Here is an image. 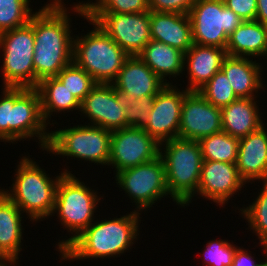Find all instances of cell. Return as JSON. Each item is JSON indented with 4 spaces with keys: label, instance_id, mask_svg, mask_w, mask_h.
<instances>
[{
    "label": "cell",
    "instance_id": "1",
    "mask_svg": "<svg viewBox=\"0 0 267 266\" xmlns=\"http://www.w3.org/2000/svg\"><path fill=\"white\" fill-rule=\"evenodd\" d=\"M50 1L33 14L35 88L40 81L56 77L65 66L73 62L74 36L70 30V11L73 10L71 12L78 13L82 18L86 17L83 2L79 1L69 9L62 0Z\"/></svg>",
    "mask_w": 267,
    "mask_h": 266
},
{
    "label": "cell",
    "instance_id": "2",
    "mask_svg": "<svg viewBox=\"0 0 267 266\" xmlns=\"http://www.w3.org/2000/svg\"><path fill=\"white\" fill-rule=\"evenodd\" d=\"M140 215L133 210L120 218L97 219L59 253L61 261L120 257L137 240Z\"/></svg>",
    "mask_w": 267,
    "mask_h": 266
},
{
    "label": "cell",
    "instance_id": "3",
    "mask_svg": "<svg viewBox=\"0 0 267 266\" xmlns=\"http://www.w3.org/2000/svg\"><path fill=\"white\" fill-rule=\"evenodd\" d=\"M3 87L0 98V141L15 143L34 137L42 151L50 139L36 88ZM48 131V132H47Z\"/></svg>",
    "mask_w": 267,
    "mask_h": 266
},
{
    "label": "cell",
    "instance_id": "4",
    "mask_svg": "<svg viewBox=\"0 0 267 266\" xmlns=\"http://www.w3.org/2000/svg\"><path fill=\"white\" fill-rule=\"evenodd\" d=\"M12 187L0 189L18 208L28 215L32 222L52 217L54 210L57 185L63 174H72L67 169H62L54 179L42 169L34 159L24 156L18 161Z\"/></svg>",
    "mask_w": 267,
    "mask_h": 266
},
{
    "label": "cell",
    "instance_id": "5",
    "mask_svg": "<svg viewBox=\"0 0 267 266\" xmlns=\"http://www.w3.org/2000/svg\"><path fill=\"white\" fill-rule=\"evenodd\" d=\"M159 156L165 165L171 199L180 207L189 206L193 197L197 196L203 163L199 142L182 138L167 140L160 144Z\"/></svg>",
    "mask_w": 267,
    "mask_h": 266
},
{
    "label": "cell",
    "instance_id": "6",
    "mask_svg": "<svg viewBox=\"0 0 267 266\" xmlns=\"http://www.w3.org/2000/svg\"><path fill=\"white\" fill-rule=\"evenodd\" d=\"M85 20L94 28L84 36L74 35L73 62L96 83L111 84L129 55L95 21Z\"/></svg>",
    "mask_w": 267,
    "mask_h": 266
},
{
    "label": "cell",
    "instance_id": "7",
    "mask_svg": "<svg viewBox=\"0 0 267 266\" xmlns=\"http://www.w3.org/2000/svg\"><path fill=\"white\" fill-rule=\"evenodd\" d=\"M87 185L74 173L63 174L59 179L52 215L57 213L61 226L71 234L75 233L70 238L59 240L56 244L59 253L94 222V213L103 196L99 197L97 191Z\"/></svg>",
    "mask_w": 267,
    "mask_h": 266
},
{
    "label": "cell",
    "instance_id": "8",
    "mask_svg": "<svg viewBox=\"0 0 267 266\" xmlns=\"http://www.w3.org/2000/svg\"><path fill=\"white\" fill-rule=\"evenodd\" d=\"M112 131L93 125H77L50 131L46 151L52 155L70 157L84 162L107 165L110 157Z\"/></svg>",
    "mask_w": 267,
    "mask_h": 266
},
{
    "label": "cell",
    "instance_id": "9",
    "mask_svg": "<svg viewBox=\"0 0 267 266\" xmlns=\"http://www.w3.org/2000/svg\"><path fill=\"white\" fill-rule=\"evenodd\" d=\"M33 15L25 26L0 33L4 87L35 88Z\"/></svg>",
    "mask_w": 267,
    "mask_h": 266
},
{
    "label": "cell",
    "instance_id": "10",
    "mask_svg": "<svg viewBox=\"0 0 267 266\" xmlns=\"http://www.w3.org/2000/svg\"><path fill=\"white\" fill-rule=\"evenodd\" d=\"M194 44L226 49L229 35L242 20L223 0H197L189 12Z\"/></svg>",
    "mask_w": 267,
    "mask_h": 266
},
{
    "label": "cell",
    "instance_id": "11",
    "mask_svg": "<svg viewBox=\"0 0 267 266\" xmlns=\"http://www.w3.org/2000/svg\"><path fill=\"white\" fill-rule=\"evenodd\" d=\"M115 180L120 189L135 203L136 212L149 210L154 203L169 196L165 165L159 156L155 160L118 172Z\"/></svg>",
    "mask_w": 267,
    "mask_h": 266
},
{
    "label": "cell",
    "instance_id": "12",
    "mask_svg": "<svg viewBox=\"0 0 267 266\" xmlns=\"http://www.w3.org/2000/svg\"><path fill=\"white\" fill-rule=\"evenodd\" d=\"M129 56L138 55L151 40L150 11L143 13H85Z\"/></svg>",
    "mask_w": 267,
    "mask_h": 266
},
{
    "label": "cell",
    "instance_id": "13",
    "mask_svg": "<svg viewBox=\"0 0 267 266\" xmlns=\"http://www.w3.org/2000/svg\"><path fill=\"white\" fill-rule=\"evenodd\" d=\"M160 144L143 128L126 127L114 130L110 139L108 166L118 172L155 160Z\"/></svg>",
    "mask_w": 267,
    "mask_h": 266
},
{
    "label": "cell",
    "instance_id": "14",
    "mask_svg": "<svg viewBox=\"0 0 267 266\" xmlns=\"http://www.w3.org/2000/svg\"><path fill=\"white\" fill-rule=\"evenodd\" d=\"M80 112L89 118L88 125L109 131L126 128L124 98L112 84L96 83L80 103Z\"/></svg>",
    "mask_w": 267,
    "mask_h": 266
},
{
    "label": "cell",
    "instance_id": "15",
    "mask_svg": "<svg viewBox=\"0 0 267 266\" xmlns=\"http://www.w3.org/2000/svg\"><path fill=\"white\" fill-rule=\"evenodd\" d=\"M222 132L221 108L198 91H188L181 107L178 138L197 140Z\"/></svg>",
    "mask_w": 267,
    "mask_h": 266
},
{
    "label": "cell",
    "instance_id": "16",
    "mask_svg": "<svg viewBox=\"0 0 267 266\" xmlns=\"http://www.w3.org/2000/svg\"><path fill=\"white\" fill-rule=\"evenodd\" d=\"M166 84L155 96L154 105L143 129L159 144L178 138L181 107L188 90Z\"/></svg>",
    "mask_w": 267,
    "mask_h": 266
},
{
    "label": "cell",
    "instance_id": "17",
    "mask_svg": "<svg viewBox=\"0 0 267 266\" xmlns=\"http://www.w3.org/2000/svg\"><path fill=\"white\" fill-rule=\"evenodd\" d=\"M245 184L236 163L203 160L197 195L222 207Z\"/></svg>",
    "mask_w": 267,
    "mask_h": 266
},
{
    "label": "cell",
    "instance_id": "18",
    "mask_svg": "<svg viewBox=\"0 0 267 266\" xmlns=\"http://www.w3.org/2000/svg\"><path fill=\"white\" fill-rule=\"evenodd\" d=\"M111 84L123 98L127 99L157 95L166 85L138 55L126 59Z\"/></svg>",
    "mask_w": 267,
    "mask_h": 266
},
{
    "label": "cell",
    "instance_id": "19",
    "mask_svg": "<svg viewBox=\"0 0 267 266\" xmlns=\"http://www.w3.org/2000/svg\"><path fill=\"white\" fill-rule=\"evenodd\" d=\"M263 125L239 139L236 167L241 178L253 184L267 181V128ZM252 181V182H251Z\"/></svg>",
    "mask_w": 267,
    "mask_h": 266
},
{
    "label": "cell",
    "instance_id": "20",
    "mask_svg": "<svg viewBox=\"0 0 267 266\" xmlns=\"http://www.w3.org/2000/svg\"><path fill=\"white\" fill-rule=\"evenodd\" d=\"M226 56V49L218 46L193 44L184 55V71L187 69L186 72L189 76V84L185 89L199 91L221 70Z\"/></svg>",
    "mask_w": 267,
    "mask_h": 266
},
{
    "label": "cell",
    "instance_id": "21",
    "mask_svg": "<svg viewBox=\"0 0 267 266\" xmlns=\"http://www.w3.org/2000/svg\"><path fill=\"white\" fill-rule=\"evenodd\" d=\"M150 32L152 40L184 53L194 44L188 14L150 11Z\"/></svg>",
    "mask_w": 267,
    "mask_h": 266
},
{
    "label": "cell",
    "instance_id": "22",
    "mask_svg": "<svg viewBox=\"0 0 267 266\" xmlns=\"http://www.w3.org/2000/svg\"><path fill=\"white\" fill-rule=\"evenodd\" d=\"M263 68L262 63L253 61V58L227 55L221 70L226 74L238 98H256L258 91L262 89L264 91L266 87L262 80Z\"/></svg>",
    "mask_w": 267,
    "mask_h": 266
},
{
    "label": "cell",
    "instance_id": "23",
    "mask_svg": "<svg viewBox=\"0 0 267 266\" xmlns=\"http://www.w3.org/2000/svg\"><path fill=\"white\" fill-rule=\"evenodd\" d=\"M18 206L0 190V254L10 265H17L22 244L23 215ZM22 222V223H21ZM18 260V261H17Z\"/></svg>",
    "mask_w": 267,
    "mask_h": 266
},
{
    "label": "cell",
    "instance_id": "24",
    "mask_svg": "<svg viewBox=\"0 0 267 266\" xmlns=\"http://www.w3.org/2000/svg\"><path fill=\"white\" fill-rule=\"evenodd\" d=\"M258 102L256 98L239 97L221 108L222 131L240 139L263 126Z\"/></svg>",
    "mask_w": 267,
    "mask_h": 266
},
{
    "label": "cell",
    "instance_id": "25",
    "mask_svg": "<svg viewBox=\"0 0 267 266\" xmlns=\"http://www.w3.org/2000/svg\"><path fill=\"white\" fill-rule=\"evenodd\" d=\"M229 56L257 58L267 54V26L259 21H243L228 37Z\"/></svg>",
    "mask_w": 267,
    "mask_h": 266
},
{
    "label": "cell",
    "instance_id": "26",
    "mask_svg": "<svg viewBox=\"0 0 267 266\" xmlns=\"http://www.w3.org/2000/svg\"><path fill=\"white\" fill-rule=\"evenodd\" d=\"M184 55V52L152 39L138 54L144 63L166 84L172 83L165 77L177 79L176 76L183 75Z\"/></svg>",
    "mask_w": 267,
    "mask_h": 266
},
{
    "label": "cell",
    "instance_id": "27",
    "mask_svg": "<svg viewBox=\"0 0 267 266\" xmlns=\"http://www.w3.org/2000/svg\"><path fill=\"white\" fill-rule=\"evenodd\" d=\"M36 89L40 96L42 116L47 124H50L51 117L55 112L67 111L68 113L78 110L79 113L80 102L57 77L43 79L38 83Z\"/></svg>",
    "mask_w": 267,
    "mask_h": 266
},
{
    "label": "cell",
    "instance_id": "28",
    "mask_svg": "<svg viewBox=\"0 0 267 266\" xmlns=\"http://www.w3.org/2000/svg\"><path fill=\"white\" fill-rule=\"evenodd\" d=\"M198 142L203 160L236 163L239 138L222 131L203 137Z\"/></svg>",
    "mask_w": 267,
    "mask_h": 266
},
{
    "label": "cell",
    "instance_id": "29",
    "mask_svg": "<svg viewBox=\"0 0 267 266\" xmlns=\"http://www.w3.org/2000/svg\"><path fill=\"white\" fill-rule=\"evenodd\" d=\"M257 197L248 206L238 209L242 218L248 222L250 231L259 239V242L267 244V181H262ZM244 216V217H243Z\"/></svg>",
    "mask_w": 267,
    "mask_h": 266
},
{
    "label": "cell",
    "instance_id": "30",
    "mask_svg": "<svg viewBox=\"0 0 267 266\" xmlns=\"http://www.w3.org/2000/svg\"><path fill=\"white\" fill-rule=\"evenodd\" d=\"M30 2L31 0H0V33L29 23L35 13L30 8Z\"/></svg>",
    "mask_w": 267,
    "mask_h": 266
},
{
    "label": "cell",
    "instance_id": "31",
    "mask_svg": "<svg viewBox=\"0 0 267 266\" xmlns=\"http://www.w3.org/2000/svg\"><path fill=\"white\" fill-rule=\"evenodd\" d=\"M56 77L80 103L96 85L94 79L74 62L65 66Z\"/></svg>",
    "mask_w": 267,
    "mask_h": 266
},
{
    "label": "cell",
    "instance_id": "32",
    "mask_svg": "<svg viewBox=\"0 0 267 266\" xmlns=\"http://www.w3.org/2000/svg\"><path fill=\"white\" fill-rule=\"evenodd\" d=\"M198 92L209 103L219 108L229 105L238 98L222 70L217 72Z\"/></svg>",
    "mask_w": 267,
    "mask_h": 266
},
{
    "label": "cell",
    "instance_id": "33",
    "mask_svg": "<svg viewBox=\"0 0 267 266\" xmlns=\"http://www.w3.org/2000/svg\"><path fill=\"white\" fill-rule=\"evenodd\" d=\"M96 2V3H95ZM89 0L83 3L85 13H143L149 10L148 0Z\"/></svg>",
    "mask_w": 267,
    "mask_h": 266
},
{
    "label": "cell",
    "instance_id": "34",
    "mask_svg": "<svg viewBox=\"0 0 267 266\" xmlns=\"http://www.w3.org/2000/svg\"><path fill=\"white\" fill-rule=\"evenodd\" d=\"M238 246L233 242L213 239L207 242L202 255L205 266H231Z\"/></svg>",
    "mask_w": 267,
    "mask_h": 266
},
{
    "label": "cell",
    "instance_id": "35",
    "mask_svg": "<svg viewBox=\"0 0 267 266\" xmlns=\"http://www.w3.org/2000/svg\"><path fill=\"white\" fill-rule=\"evenodd\" d=\"M156 95H146L138 99L124 98L126 127L143 128L148 121Z\"/></svg>",
    "mask_w": 267,
    "mask_h": 266
},
{
    "label": "cell",
    "instance_id": "36",
    "mask_svg": "<svg viewBox=\"0 0 267 266\" xmlns=\"http://www.w3.org/2000/svg\"><path fill=\"white\" fill-rule=\"evenodd\" d=\"M197 0H148L150 11L189 14Z\"/></svg>",
    "mask_w": 267,
    "mask_h": 266
},
{
    "label": "cell",
    "instance_id": "37",
    "mask_svg": "<svg viewBox=\"0 0 267 266\" xmlns=\"http://www.w3.org/2000/svg\"><path fill=\"white\" fill-rule=\"evenodd\" d=\"M244 21H254L257 16V0H223Z\"/></svg>",
    "mask_w": 267,
    "mask_h": 266
},
{
    "label": "cell",
    "instance_id": "38",
    "mask_svg": "<svg viewBox=\"0 0 267 266\" xmlns=\"http://www.w3.org/2000/svg\"><path fill=\"white\" fill-rule=\"evenodd\" d=\"M258 262L254 260V256H252L250 251L248 252L245 248L237 247L231 266H258L261 264V261Z\"/></svg>",
    "mask_w": 267,
    "mask_h": 266
},
{
    "label": "cell",
    "instance_id": "39",
    "mask_svg": "<svg viewBox=\"0 0 267 266\" xmlns=\"http://www.w3.org/2000/svg\"><path fill=\"white\" fill-rule=\"evenodd\" d=\"M256 21L267 26V0H257Z\"/></svg>",
    "mask_w": 267,
    "mask_h": 266
},
{
    "label": "cell",
    "instance_id": "40",
    "mask_svg": "<svg viewBox=\"0 0 267 266\" xmlns=\"http://www.w3.org/2000/svg\"><path fill=\"white\" fill-rule=\"evenodd\" d=\"M259 245L261 246V248H263V253L265 255V258L264 261L261 262V264H259L258 266H267V244L266 243H259Z\"/></svg>",
    "mask_w": 267,
    "mask_h": 266
},
{
    "label": "cell",
    "instance_id": "41",
    "mask_svg": "<svg viewBox=\"0 0 267 266\" xmlns=\"http://www.w3.org/2000/svg\"><path fill=\"white\" fill-rule=\"evenodd\" d=\"M0 266H11L0 254Z\"/></svg>",
    "mask_w": 267,
    "mask_h": 266
}]
</instances>
